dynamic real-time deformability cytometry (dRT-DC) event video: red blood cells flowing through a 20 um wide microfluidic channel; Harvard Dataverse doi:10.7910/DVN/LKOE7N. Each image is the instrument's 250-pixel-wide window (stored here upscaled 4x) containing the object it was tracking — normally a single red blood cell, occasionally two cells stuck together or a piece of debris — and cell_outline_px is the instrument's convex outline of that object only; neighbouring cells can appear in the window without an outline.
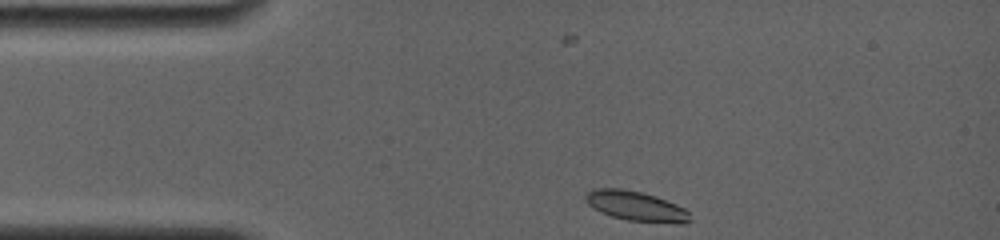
{"species": "common noctule bat (a hibernating species)", "species_latin": "Nyctalus noctula", "temperature_condition": "room temperature", "stored_images_in_passage": 40, "camera_frame_rate_fps": 4000, "um_per_image_px": 0.085, "animal": {"sex": "female", "body_mass_g": 19.0, "forearm_length_mm": 56.7}, "frame": {"image": 1, "passage_image": 1, "time_ms": 0.0, "image_size_px": [1000, 240], "cell_outline_px": [[692, 220], [684, 224], [680, 224], [628, 220], [612, 216], [600, 212], [592, 208], [584, 200], [584, 192], [592, 188], [620, 188], [644, 192], [656, 196], [676, 204], [684, 208], [688, 212]], "centroid_in_image_um": [54.02, 17.5], "position_along_channel_um": 31.0, "area_um2": 18.5}}
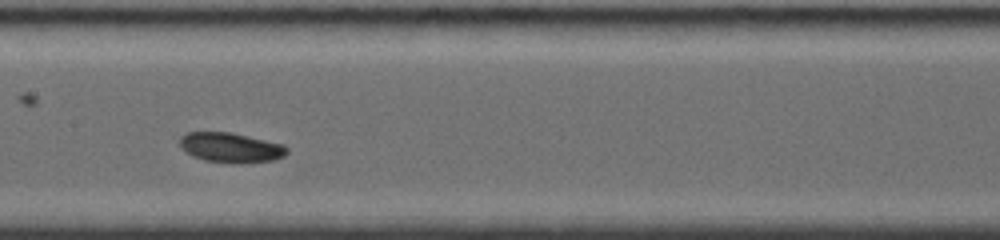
{"frame": {"image": 2, "passage_image": 14, "time_ms": 5.25, "image_size_px": [1000, 240], "cell_outline_px": [[288, 152], [284, 156], [272, 160], [240, 164], [232, 164], [204, 160], [192, 156], [184, 152], [180, 148], [180, 136], [188, 132], [228, 132], [284, 144], [288, 148]], "centroid_in_image_um": [19.59, 12.56], "position_along_channel_um": 187.8, "area_um2": 18.84}}
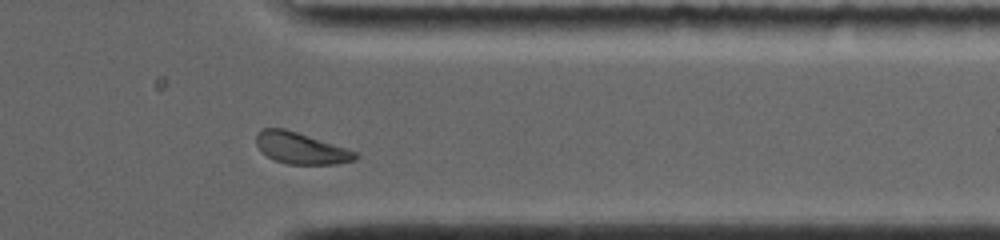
{"frame": {"image": 3, "passage_image": 29, "time_ms": 10.5, "image_size_px": [1000, 240], "cell_outline_px": [[360, 156], [356, 160], [336, 164], [288, 164], [276, 160], [268, 156], [256, 144], [256, 136], [264, 128], [284, 128], [356, 152]], "centroid_in_image_um": [25.59, 12.61], "position_along_channel_um": 385.8, "area_um2": 17.63}, "authors_computed_cell_mechanics": {"area_um2": 18.0336, "velocity_mm_per_s": 3.7582, "shape_relaxation_time_tau1_ms": 1.5874, "shape_relaxation_time_tau2_ms": null, "deformation_change_tau1": 0.0866, "deformation_change_tau2": null}}